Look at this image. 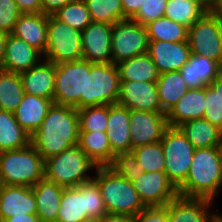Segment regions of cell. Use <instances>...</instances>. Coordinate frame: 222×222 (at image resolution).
Returning a JSON list of instances; mask_svg holds the SVG:
<instances>
[{
  "mask_svg": "<svg viewBox=\"0 0 222 222\" xmlns=\"http://www.w3.org/2000/svg\"><path fill=\"white\" fill-rule=\"evenodd\" d=\"M79 143V117L71 106L52 104L40 128L31 135V144L43 160Z\"/></svg>",
  "mask_w": 222,
  "mask_h": 222,
  "instance_id": "1",
  "label": "cell"
},
{
  "mask_svg": "<svg viewBox=\"0 0 222 222\" xmlns=\"http://www.w3.org/2000/svg\"><path fill=\"white\" fill-rule=\"evenodd\" d=\"M221 187V147L195 149L187 179L178 188V194L187 198H204L213 201L222 191Z\"/></svg>",
  "mask_w": 222,
  "mask_h": 222,
  "instance_id": "2",
  "label": "cell"
},
{
  "mask_svg": "<svg viewBox=\"0 0 222 222\" xmlns=\"http://www.w3.org/2000/svg\"><path fill=\"white\" fill-rule=\"evenodd\" d=\"M44 178V160L30 143L0 152V185L33 187Z\"/></svg>",
  "mask_w": 222,
  "mask_h": 222,
  "instance_id": "3",
  "label": "cell"
},
{
  "mask_svg": "<svg viewBox=\"0 0 222 222\" xmlns=\"http://www.w3.org/2000/svg\"><path fill=\"white\" fill-rule=\"evenodd\" d=\"M95 173L93 179L98 185L107 213L136 216L146 207L132 182L118 175L109 166H98Z\"/></svg>",
  "mask_w": 222,
  "mask_h": 222,
  "instance_id": "4",
  "label": "cell"
},
{
  "mask_svg": "<svg viewBox=\"0 0 222 222\" xmlns=\"http://www.w3.org/2000/svg\"><path fill=\"white\" fill-rule=\"evenodd\" d=\"M97 167L77 144L44 161V178L64 188L77 187L93 179L89 172Z\"/></svg>",
  "mask_w": 222,
  "mask_h": 222,
  "instance_id": "5",
  "label": "cell"
},
{
  "mask_svg": "<svg viewBox=\"0 0 222 222\" xmlns=\"http://www.w3.org/2000/svg\"><path fill=\"white\" fill-rule=\"evenodd\" d=\"M106 213L98 185L91 179L63 189L56 222H80L89 217L101 218Z\"/></svg>",
  "mask_w": 222,
  "mask_h": 222,
  "instance_id": "6",
  "label": "cell"
},
{
  "mask_svg": "<svg viewBox=\"0 0 222 222\" xmlns=\"http://www.w3.org/2000/svg\"><path fill=\"white\" fill-rule=\"evenodd\" d=\"M120 78L114 63H91L86 72L85 96H81V109L98 105L117 104Z\"/></svg>",
  "mask_w": 222,
  "mask_h": 222,
  "instance_id": "7",
  "label": "cell"
},
{
  "mask_svg": "<svg viewBox=\"0 0 222 222\" xmlns=\"http://www.w3.org/2000/svg\"><path fill=\"white\" fill-rule=\"evenodd\" d=\"M81 39V31L61 22L54 15H47V47L43 59L54 64L83 59Z\"/></svg>",
  "mask_w": 222,
  "mask_h": 222,
  "instance_id": "8",
  "label": "cell"
},
{
  "mask_svg": "<svg viewBox=\"0 0 222 222\" xmlns=\"http://www.w3.org/2000/svg\"><path fill=\"white\" fill-rule=\"evenodd\" d=\"M161 144L165 173L178 189L187 179L195 148L178 127L170 126L165 129Z\"/></svg>",
  "mask_w": 222,
  "mask_h": 222,
  "instance_id": "9",
  "label": "cell"
},
{
  "mask_svg": "<svg viewBox=\"0 0 222 222\" xmlns=\"http://www.w3.org/2000/svg\"><path fill=\"white\" fill-rule=\"evenodd\" d=\"M88 60L56 64L53 103L81 109V96H85L86 72H90Z\"/></svg>",
  "mask_w": 222,
  "mask_h": 222,
  "instance_id": "10",
  "label": "cell"
},
{
  "mask_svg": "<svg viewBox=\"0 0 222 222\" xmlns=\"http://www.w3.org/2000/svg\"><path fill=\"white\" fill-rule=\"evenodd\" d=\"M187 42L193 55H201L222 66V17L205 13L188 28Z\"/></svg>",
  "mask_w": 222,
  "mask_h": 222,
  "instance_id": "11",
  "label": "cell"
},
{
  "mask_svg": "<svg viewBox=\"0 0 222 222\" xmlns=\"http://www.w3.org/2000/svg\"><path fill=\"white\" fill-rule=\"evenodd\" d=\"M148 46L146 26L132 19H124L112 25L111 53L114 64L147 53Z\"/></svg>",
  "mask_w": 222,
  "mask_h": 222,
  "instance_id": "12",
  "label": "cell"
},
{
  "mask_svg": "<svg viewBox=\"0 0 222 222\" xmlns=\"http://www.w3.org/2000/svg\"><path fill=\"white\" fill-rule=\"evenodd\" d=\"M132 185L146 207L166 206L179 195L165 172H143Z\"/></svg>",
  "mask_w": 222,
  "mask_h": 222,
  "instance_id": "13",
  "label": "cell"
},
{
  "mask_svg": "<svg viewBox=\"0 0 222 222\" xmlns=\"http://www.w3.org/2000/svg\"><path fill=\"white\" fill-rule=\"evenodd\" d=\"M132 149L159 142L168 127L164 112L130 110Z\"/></svg>",
  "mask_w": 222,
  "mask_h": 222,
  "instance_id": "14",
  "label": "cell"
},
{
  "mask_svg": "<svg viewBox=\"0 0 222 222\" xmlns=\"http://www.w3.org/2000/svg\"><path fill=\"white\" fill-rule=\"evenodd\" d=\"M117 104L129 110L163 112L156 82L120 81Z\"/></svg>",
  "mask_w": 222,
  "mask_h": 222,
  "instance_id": "15",
  "label": "cell"
},
{
  "mask_svg": "<svg viewBox=\"0 0 222 222\" xmlns=\"http://www.w3.org/2000/svg\"><path fill=\"white\" fill-rule=\"evenodd\" d=\"M111 31V24L92 21L81 32L83 59L90 63H113Z\"/></svg>",
  "mask_w": 222,
  "mask_h": 222,
  "instance_id": "16",
  "label": "cell"
},
{
  "mask_svg": "<svg viewBox=\"0 0 222 222\" xmlns=\"http://www.w3.org/2000/svg\"><path fill=\"white\" fill-rule=\"evenodd\" d=\"M212 203L209 199L178 195L168 203V222H212L220 214L210 212Z\"/></svg>",
  "mask_w": 222,
  "mask_h": 222,
  "instance_id": "17",
  "label": "cell"
},
{
  "mask_svg": "<svg viewBox=\"0 0 222 222\" xmlns=\"http://www.w3.org/2000/svg\"><path fill=\"white\" fill-rule=\"evenodd\" d=\"M147 53L161 74L179 71L188 62L191 50L187 41H149Z\"/></svg>",
  "mask_w": 222,
  "mask_h": 222,
  "instance_id": "18",
  "label": "cell"
},
{
  "mask_svg": "<svg viewBox=\"0 0 222 222\" xmlns=\"http://www.w3.org/2000/svg\"><path fill=\"white\" fill-rule=\"evenodd\" d=\"M32 187L0 185V222L16 214H36Z\"/></svg>",
  "mask_w": 222,
  "mask_h": 222,
  "instance_id": "19",
  "label": "cell"
},
{
  "mask_svg": "<svg viewBox=\"0 0 222 222\" xmlns=\"http://www.w3.org/2000/svg\"><path fill=\"white\" fill-rule=\"evenodd\" d=\"M43 58V54L24 40L8 34L5 47V57L1 70L21 73L38 65Z\"/></svg>",
  "mask_w": 222,
  "mask_h": 222,
  "instance_id": "20",
  "label": "cell"
},
{
  "mask_svg": "<svg viewBox=\"0 0 222 222\" xmlns=\"http://www.w3.org/2000/svg\"><path fill=\"white\" fill-rule=\"evenodd\" d=\"M130 110L119 104L109 105L106 134L114 154L132 151Z\"/></svg>",
  "mask_w": 222,
  "mask_h": 222,
  "instance_id": "21",
  "label": "cell"
},
{
  "mask_svg": "<svg viewBox=\"0 0 222 222\" xmlns=\"http://www.w3.org/2000/svg\"><path fill=\"white\" fill-rule=\"evenodd\" d=\"M38 65L19 73L25 93L53 101L56 64L42 59Z\"/></svg>",
  "mask_w": 222,
  "mask_h": 222,
  "instance_id": "22",
  "label": "cell"
},
{
  "mask_svg": "<svg viewBox=\"0 0 222 222\" xmlns=\"http://www.w3.org/2000/svg\"><path fill=\"white\" fill-rule=\"evenodd\" d=\"M205 101V87L190 88L166 114L167 125L178 127L186 121L203 118Z\"/></svg>",
  "mask_w": 222,
  "mask_h": 222,
  "instance_id": "23",
  "label": "cell"
},
{
  "mask_svg": "<svg viewBox=\"0 0 222 222\" xmlns=\"http://www.w3.org/2000/svg\"><path fill=\"white\" fill-rule=\"evenodd\" d=\"M11 34L24 40L44 55L47 47V15L21 14Z\"/></svg>",
  "mask_w": 222,
  "mask_h": 222,
  "instance_id": "24",
  "label": "cell"
},
{
  "mask_svg": "<svg viewBox=\"0 0 222 222\" xmlns=\"http://www.w3.org/2000/svg\"><path fill=\"white\" fill-rule=\"evenodd\" d=\"M52 104L51 99L25 93L13 114L19 125L33 135L40 128Z\"/></svg>",
  "mask_w": 222,
  "mask_h": 222,
  "instance_id": "25",
  "label": "cell"
},
{
  "mask_svg": "<svg viewBox=\"0 0 222 222\" xmlns=\"http://www.w3.org/2000/svg\"><path fill=\"white\" fill-rule=\"evenodd\" d=\"M179 71L189 88H204L219 75L222 66L212 59L190 54L188 62Z\"/></svg>",
  "mask_w": 222,
  "mask_h": 222,
  "instance_id": "26",
  "label": "cell"
},
{
  "mask_svg": "<svg viewBox=\"0 0 222 222\" xmlns=\"http://www.w3.org/2000/svg\"><path fill=\"white\" fill-rule=\"evenodd\" d=\"M40 222H56L64 187L45 178L32 187Z\"/></svg>",
  "mask_w": 222,
  "mask_h": 222,
  "instance_id": "27",
  "label": "cell"
},
{
  "mask_svg": "<svg viewBox=\"0 0 222 222\" xmlns=\"http://www.w3.org/2000/svg\"><path fill=\"white\" fill-rule=\"evenodd\" d=\"M78 145L97 166H109L114 159L106 131H79Z\"/></svg>",
  "mask_w": 222,
  "mask_h": 222,
  "instance_id": "28",
  "label": "cell"
},
{
  "mask_svg": "<svg viewBox=\"0 0 222 222\" xmlns=\"http://www.w3.org/2000/svg\"><path fill=\"white\" fill-rule=\"evenodd\" d=\"M120 81L156 82L160 73L148 53L116 64Z\"/></svg>",
  "mask_w": 222,
  "mask_h": 222,
  "instance_id": "29",
  "label": "cell"
},
{
  "mask_svg": "<svg viewBox=\"0 0 222 222\" xmlns=\"http://www.w3.org/2000/svg\"><path fill=\"white\" fill-rule=\"evenodd\" d=\"M178 128L195 149L220 146L219 127L204 118L186 121Z\"/></svg>",
  "mask_w": 222,
  "mask_h": 222,
  "instance_id": "30",
  "label": "cell"
},
{
  "mask_svg": "<svg viewBox=\"0 0 222 222\" xmlns=\"http://www.w3.org/2000/svg\"><path fill=\"white\" fill-rule=\"evenodd\" d=\"M161 110L167 114L190 89L180 71H169L159 75L156 81Z\"/></svg>",
  "mask_w": 222,
  "mask_h": 222,
  "instance_id": "31",
  "label": "cell"
},
{
  "mask_svg": "<svg viewBox=\"0 0 222 222\" xmlns=\"http://www.w3.org/2000/svg\"><path fill=\"white\" fill-rule=\"evenodd\" d=\"M31 135L17 122L14 114L0 109V152L28 146Z\"/></svg>",
  "mask_w": 222,
  "mask_h": 222,
  "instance_id": "32",
  "label": "cell"
},
{
  "mask_svg": "<svg viewBox=\"0 0 222 222\" xmlns=\"http://www.w3.org/2000/svg\"><path fill=\"white\" fill-rule=\"evenodd\" d=\"M24 94L19 73L0 69V109L13 113L21 103Z\"/></svg>",
  "mask_w": 222,
  "mask_h": 222,
  "instance_id": "33",
  "label": "cell"
},
{
  "mask_svg": "<svg viewBox=\"0 0 222 222\" xmlns=\"http://www.w3.org/2000/svg\"><path fill=\"white\" fill-rule=\"evenodd\" d=\"M149 41H187L188 27L162 17L146 25Z\"/></svg>",
  "mask_w": 222,
  "mask_h": 222,
  "instance_id": "34",
  "label": "cell"
},
{
  "mask_svg": "<svg viewBox=\"0 0 222 222\" xmlns=\"http://www.w3.org/2000/svg\"><path fill=\"white\" fill-rule=\"evenodd\" d=\"M90 14L91 21L113 25L123 20L121 0H84Z\"/></svg>",
  "mask_w": 222,
  "mask_h": 222,
  "instance_id": "35",
  "label": "cell"
},
{
  "mask_svg": "<svg viewBox=\"0 0 222 222\" xmlns=\"http://www.w3.org/2000/svg\"><path fill=\"white\" fill-rule=\"evenodd\" d=\"M205 12L189 0H168L164 17L191 27Z\"/></svg>",
  "mask_w": 222,
  "mask_h": 222,
  "instance_id": "36",
  "label": "cell"
},
{
  "mask_svg": "<svg viewBox=\"0 0 222 222\" xmlns=\"http://www.w3.org/2000/svg\"><path fill=\"white\" fill-rule=\"evenodd\" d=\"M144 172H165V157L161 141L146 144L131 151Z\"/></svg>",
  "mask_w": 222,
  "mask_h": 222,
  "instance_id": "37",
  "label": "cell"
},
{
  "mask_svg": "<svg viewBox=\"0 0 222 222\" xmlns=\"http://www.w3.org/2000/svg\"><path fill=\"white\" fill-rule=\"evenodd\" d=\"M53 15L61 22L81 32L92 22L84 0L69 3Z\"/></svg>",
  "mask_w": 222,
  "mask_h": 222,
  "instance_id": "38",
  "label": "cell"
},
{
  "mask_svg": "<svg viewBox=\"0 0 222 222\" xmlns=\"http://www.w3.org/2000/svg\"><path fill=\"white\" fill-rule=\"evenodd\" d=\"M79 131H106L109 105H98L77 109Z\"/></svg>",
  "mask_w": 222,
  "mask_h": 222,
  "instance_id": "39",
  "label": "cell"
},
{
  "mask_svg": "<svg viewBox=\"0 0 222 222\" xmlns=\"http://www.w3.org/2000/svg\"><path fill=\"white\" fill-rule=\"evenodd\" d=\"M118 175L132 182L142 174L143 167L132 152L117 153L109 165Z\"/></svg>",
  "mask_w": 222,
  "mask_h": 222,
  "instance_id": "40",
  "label": "cell"
},
{
  "mask_svg": "<svg viewBox=\"0 0 222 222\" xmlns=\"http://www.w3.org/2000/svg\"><path fill=\"white\" fill-rule=\"evenodd\" d=\"M167 2L168 0H144L132 20L146 26L148 23L164 17Z\"/></svg>",
  "mask_w": 222,
  "mask_h": 222,
  "instance_id": "41",
  "label": "cell"
},
{
  "mask_svg": "<svg viewBox=\"0 0 222 222\" xmlns=\"http://www.w3.org/2000/svg\"><path fill=\"white\" fill-rule=\"evenodd\" d=\"M205 113L204 119L220 127L222 125V99L210 86H205Z\"/></svg>",
  "mask_w": 222,
  "mask_h": 222,
  "instance_id": "42",
  "label": "cell"
},
{
  "mask_svg": "<svg viewBox=\"0 0 222 222\" xmlns=\"http://www.w3.org/2000/svg\"><path fill=\"white\" fill-rule=\"evenodd\" d=\"M21 14L14 0H0V31L11 34Z\"/></svg>",
  "mask_w": 222,
  "mask_h": 222,
  "instance_id": "43",
  "label": "cell"
},
{
  "mask_svg": "<svg viewBox=\"0 0 222 222\" xmlns=\"http://www.w3.org/2000/svg\"><path fill=\"white\" fill-rule=\"evenodd\" d=\"M135 217L137 222H168V204L145 207Z\"/></svg>",
  "mask_w": 222,
  "mask_h": 222,
  "instance_id": "44",
  "label": "cell"
},
{
  "mask_svg": "<svg viewBox=\"0 0 222 222\" xmlns=\"http://www.w3.org/2000/svg\"><path fill=\"white\" fill-rule=\"evenodd\" d=\"M76 1L78 0H41L42 14L53 15L59 9Z\"/></svg>",
  "mask_w": 222,
  "mask_h": 222,
  "instance_id": "45",
  "label": "cell"
},
{
  "mask_svg": "<svg viewBox=\"0 0 222 222\" xmlns=\"http://www.w3.org/2000/svg\"><path fill=\"white\" fill-rule=\"evenodd\" d=\"M22 14L42 13L41 0H14Z\"/></svg>",
  "mask_w": 222,
  "mask_h": 222,
  "instance_id": "46",
  "label": "cell"
},
{
  "mask_svg": "<svg viewBox=\"0 0 222 222\" xmlns=\"http://www.w3.org/2000/svg\"><path fill=\"white\" fill-rule=\"evenodd\" d=\"M123 9V20L132 19L143 5L144 0H121Z\"/></svg>",
  "mask_w": 222,
  "mask_h": 222,
  "instance_id": "47",
  "label": "cell"
},
{
  "mask_svg": "<svg viewBox=\"0 0 222 222\" xmlns=\"http://www.w3.org/2000/svg\"><path fill=\"white\" fill-rule=\"evenodd\" d=\"M101 222H137V220L133 215L106 213L101 217Z\"/></svg>",
  "mask_w": 222,
  "mask_h": 222,
  "instance_id": "48",
  "label": "cell"
},
{
  "mask_svg": "<svg viewBox=\"0 0 222 222\" xmlns=\"http://www.w3.org/2000/svg\"><path fill=\"white\" fill-rule=\"evenodd\" d=\"M198 5L205 13L216 11L217 0H189Z\"/></svg>",
  "mask_w": 222,
  "mask_h": 222,
  "instance_id": "49",
  "label": "cell"
},
{
  "mask_svg": "<svg viewBox=\"0 0 222 222\" xmlns=\"http://www.w3.org/2000/svg\"><path fill=\"white\" fill-rule=\"evenodd\" d=\"M2 222H40L39 217L36 214H16L13 217H9Z\"/></svg>",
  "mask_w": 222,
  "mask_h": 222,
  "instance_id": "50",
  "label": "cell"
},
{
  "mask_svg": "<svg viewBox=\"0 0 222 222\" xmlns=\"http://www.w3.org/2000/svg\"><path fill=\"white\" fill-rule=\"evenodd\" d=\"M7 38H8V34L0 31V68L3 64L4 57H5V47H6Z\"/></svg>",
  "mask_w": 222,
  "mask_h": 222,
  "instance_id": "51",
  "label": "cell"
},
{
  "mask_svg": "<svg viewBox=\"0 0 222 222\" xmlns=\"http://www.w3.org/2000/svg\"><path fill=\"white\" fill-rule=\"evenodd\" d=\"M210 86L216 91V94L222 99V71L219 75L211 82Z\"/></svg>",
  "mask_w": 222,
  "mask_h": 222,
  "instance_id": "52",
  "label": "cell"
},
{
  "mask_svg": "<svg viewBox=\"0 0 222 222\" xmlns=\"http://www.w3.org/2000/svg\"><path fill=\"white\" fill-rule=\"evenodd\" d=\"M216 12L222 17V0H217Z\"/></svg>",
  "mask_w": 222,
  "mask_h": 222,
  "instance_id": "53",
  "label": "cell"
},
{
  "mask_svg": "<svg viewBox=\"0 0 222 222\" xmlns=\"http://www.w3.org/2000/svg\"><path fill=\"white\" fill-rule=\"evenodd\" d=\"M80 222H101V218H92V217H89L87 219H84Z\"/></svg>",
  "mask_w": 222,
  "mask_h": 222,
  "instance_id": "54",
  "label": "cell"
},
{
  "mask_svg": "<svg viewBox=\"0 0 222 222\" xmlns=\"http://www.w3.org/2000/svg\"><path fill=\"white\" fill-rule=\"evenodd\" d=\"M212 222H222V215L219 214Z\"/></svg>",
  "mask_w": 222,
  "mask_h": 222,
  "instance_id": "55",
  "label": "cell"
},
{
  "mask_svg": "<svg viewBox=\"0 0 222 222\" xmlns=\"http://www.w3.org/2000/svg\"><path fill=\"white\" fill-rule=\"evenodd\" d=\"M219 132H220V147L222 149V125L219 127Z\"/></svg>",
  "mask_w": 222,
  "mask_h": 222,
  "instance_id": "56",
  "label": "cell"
}]
</instances>
